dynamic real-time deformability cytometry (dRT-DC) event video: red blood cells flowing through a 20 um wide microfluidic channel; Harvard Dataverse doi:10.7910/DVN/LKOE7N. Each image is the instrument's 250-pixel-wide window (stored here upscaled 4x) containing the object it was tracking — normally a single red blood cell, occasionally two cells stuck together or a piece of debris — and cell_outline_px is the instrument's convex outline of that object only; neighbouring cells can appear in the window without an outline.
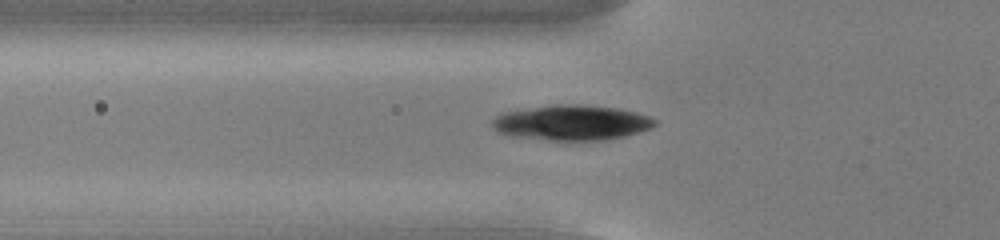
{"species": "common noctule bat (a hibernating species)", "species_latin": "Nyctalus noctula", "temperature_condition": "cold", "stored_images_in_passage": 48, "camera_frame_rate_fps": 3000, "um_per_image_px": 0.085, "animal": {"sex": "male", "body_mass_g": 13.0, "forearm_length_mm": 53.1}, "frame": {"image": 1, "passage_image": 12, "time_ms": 3.667, "image_size_px": [1000, 240], "cell_outline_px": [[656, 124], [652, 128], [640, 132], [624, 136], [604, 140], [548, 140], [512, 136], [500, 132], [492, 124], [492, 120], [496, 116], [504, 112], [556, 104], [576, 104], [616, 108], [636, 112], [648, 116], [656, 120]], "centroid_in_image_um": [48.63, 10.43], "position_along_channel_um": 77.2, "area_um2": 33.06}}
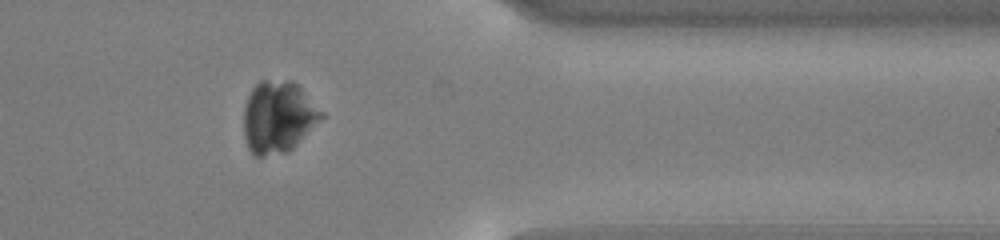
{"frame": {"image": 2, "passage_image": 38, "time_ms": 12.333, "image_size_px": [1000, 240], "cell_outline_px": [[324, 116], [288, 152], [264, 156], [252, 156], [248, 148], [244, 136], [244, 108], [248, 96], [252, 88], [260, 80], [292, 80], [324, 112]], "centroid_in_image_um": [23.62, 9.95], "position_along_channel_um": 387.8, "area_um2": 32.43}}
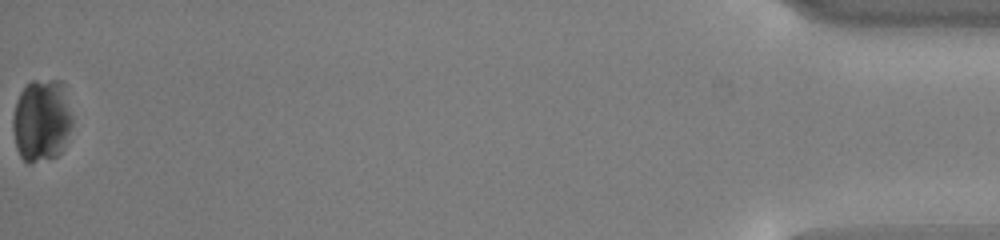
{"frame": {"image": 3, "passage_image": 48, "time_ms": 15.667, "image_size_px": [1000, 240], "cell_outline_px": [[72, 124], [64, 148], [56, 156], [32, 164], [28, 164], [20, 156], [16, 148], [12, 128], [12, 116], [16, 100], [20, 92], [32, 80], [60, 80], [64, 84], [72, 116]], "centroid_in_image_um": [3.53, 10.24], "position_along_channel_um": 431.7, "area_um2": 29.07}}